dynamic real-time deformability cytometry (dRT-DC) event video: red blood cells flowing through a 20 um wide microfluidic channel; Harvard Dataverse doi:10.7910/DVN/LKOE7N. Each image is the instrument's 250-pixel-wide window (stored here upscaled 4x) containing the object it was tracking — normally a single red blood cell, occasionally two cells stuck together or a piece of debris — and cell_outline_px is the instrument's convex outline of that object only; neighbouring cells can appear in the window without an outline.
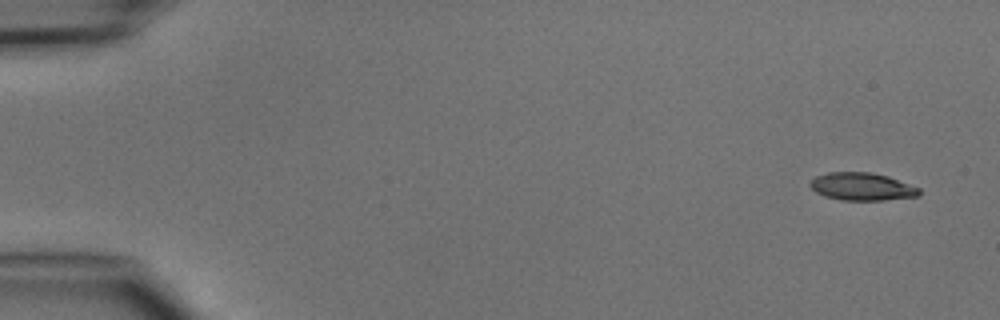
{"species": "common noctule bat (a hibernating species)", "species_latin": "Nyctalus noctula", "temperature_condition": "cold", "stored_images_in_passage": 6, "camera_frame_rate_fps": 3000, "um_per_image_px": 0.085, "animal": {"sex": "male", "body_mass_g": 15.6}, "frame": {"image": 1, "passage_image": 1, "time_ms": 0.0, "image_size_px": [1000, 320], "cell_outline_px": [[920, 196], [884, 200], [840, 200], [824, 196], [816, 192], [808, 184], [816, 176], [828, 172], [872, 172], [888, 176], [920, 188]], "centroid_in_image_um": [73.27, 15.86], "position_along_channel_um": 11.7, "area_um2": 17.69}}
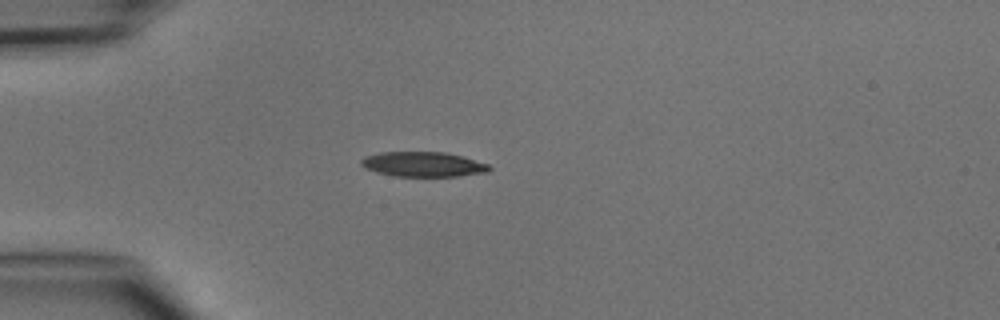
{"frame": {"image": 2, "passage_image": 4, "time_ms": 3.667, "image_size_px": [1000, 320], "cell_outline_px": [[492, 168], [488, 172], [460, 176], [392, 176], [376, 172], [364, 168], [360, 164], [360, 160], [364, 156], [380, 152], [444, 152], [464, 156], [488, 164]], "centroid_in_image_um": [35.95, 13.96], "position_along_channel_um": 49.0, "area_um2": 18.79}}